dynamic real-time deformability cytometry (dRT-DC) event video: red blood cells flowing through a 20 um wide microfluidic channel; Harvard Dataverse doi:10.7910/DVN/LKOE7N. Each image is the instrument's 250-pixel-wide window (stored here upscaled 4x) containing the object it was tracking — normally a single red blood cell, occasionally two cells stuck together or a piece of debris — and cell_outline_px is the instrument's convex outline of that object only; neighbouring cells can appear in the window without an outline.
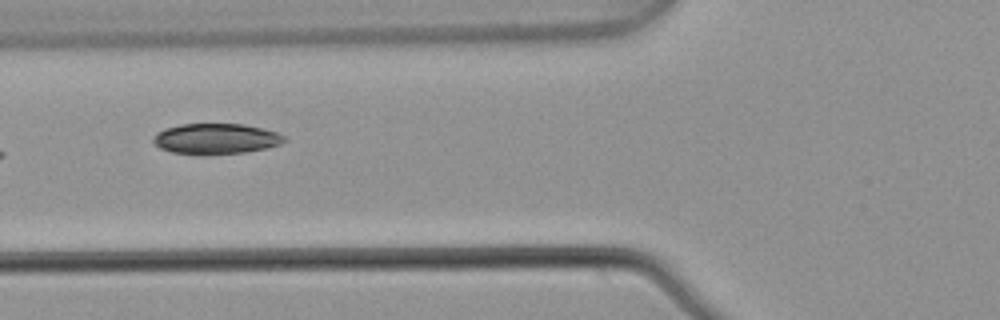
{"species": "common noctule bat (a hibernating species)", "species_latin": "Nyctalus noctula", "temperature_condition": "warm", "stored_images_in_passage": 6, "camera_frame_rate_fps": 3000, "um_per_image_px": 0.085, "animal": {"sex": "male", "body_mass_g": 21.5, "forearm_length_mm": 52.0}, "frame": {"image": 1, "passage_image": 5, "time_ms": 1.333, "image_size_px": [1000, 320], "cell_outline_px": [[288, 140], [280, 144], [268, 148], [244, 152], [172, 152], [160, 148], [152, 140], [156, 132], [164, 128], [180, 124], [244, 124], [276, 132], [284, 136]], "centroid_in_image_um": [18.37, 11.75], "position_along_channel_um": 107.4, "area_um2": 22.6}}
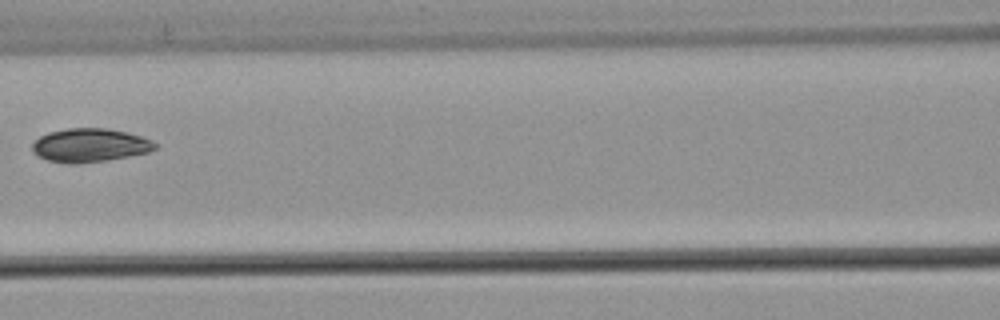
{"frame": {"image": 2, "passage_image": 6, "time_ms": 1.667, "image_size_px": [1000, 320], "cell_outline_px": [[160, 144], [156, 148], [148, 152], [128, 156], [104, 160], [76, 164], [72, 164], [48, 160], [36, 156], [32, 152], [32, 144], [40, 136], [48, 132], [68, 128], [104, 128], [124, 132], [140, 136], [152, 140]], "centroid_in_image_um": [7.62, 12.34], "position_along_channel_um": 159.0, "area_um2": 23.93}}